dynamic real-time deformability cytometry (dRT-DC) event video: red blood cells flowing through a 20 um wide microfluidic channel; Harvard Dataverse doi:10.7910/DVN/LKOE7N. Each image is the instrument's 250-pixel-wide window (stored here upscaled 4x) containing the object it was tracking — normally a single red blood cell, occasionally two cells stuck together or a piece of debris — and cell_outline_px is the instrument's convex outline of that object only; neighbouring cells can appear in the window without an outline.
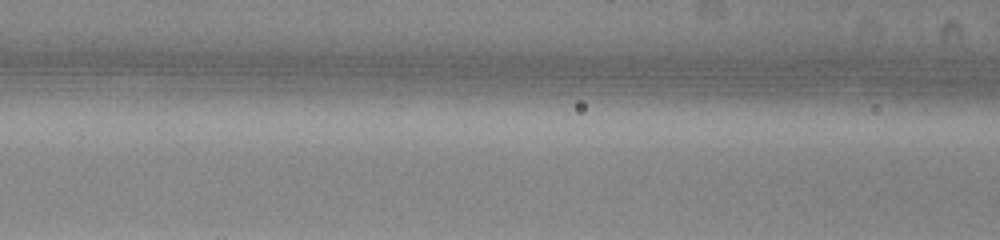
{"species": "common noctule bat (a hibernating species)", "species_latin": "Nyctalus noctula", "temperature_condition": "warm", "stored_images_in_passage": 5, "segment_of_instrument_passage": [1, 2], "camera_frame_rate_fps": 3000, "um_per_image_px": 0.085, "animal": {"sex": "male", "body_mass_g": 13.0, "forearm_length_mm": 53.1}, "frame": {"image": 1, "passage_image": 4, "time_ms": 1.0, "image_size_px": [1000, 240], "cell_outline_px": [[476, 152], [464, 156], [356, 156], [344, 152], [348, 148], [368, 144], [456, 144], [476, 148]], "centroid_in_image_um": [34.93, 12.76], "position_along_channel_um": 131.7, "area_um2": 10.35}}